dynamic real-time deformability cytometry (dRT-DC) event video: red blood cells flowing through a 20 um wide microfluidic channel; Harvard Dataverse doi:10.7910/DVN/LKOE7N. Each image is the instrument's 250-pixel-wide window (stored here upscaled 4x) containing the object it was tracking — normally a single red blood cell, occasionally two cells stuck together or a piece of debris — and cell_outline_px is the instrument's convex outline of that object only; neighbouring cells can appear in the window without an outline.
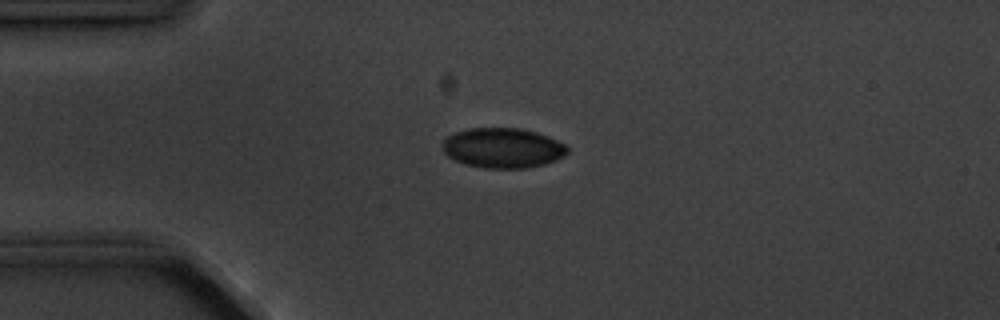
{"species": "common noctule bat (a hibernating species)", "species_latin": "Nyctalus noctula", "temperature_condition": "cold", "stored_images_in_passage": 7, "camera_frame_rate_fps": 3000, "um_per_image_px": 0.085, "animal": {"sex": "male", "body_mass_g": 20.1, "forearm_length_mm": 53.5}, "frame": {"image": 1, "passage_image": 4, "time_ms": 3.667, "image_size_px": [1000, 320], "cell_outline_px": [[568, 152], [564, 156], [556, 160], [544, 164], [524, 168], [484, 168], [464, 164], [448, 156], [444, 152], [440, 144], [448, 136], [456, 132], [472, 128], [520, 128], [536, 132], [548, 136], [568, 144]], "centroid_in_image_um": [42.76, 12.57], "position_along_channel_um": 42.2, "area_um2": 29.25}}
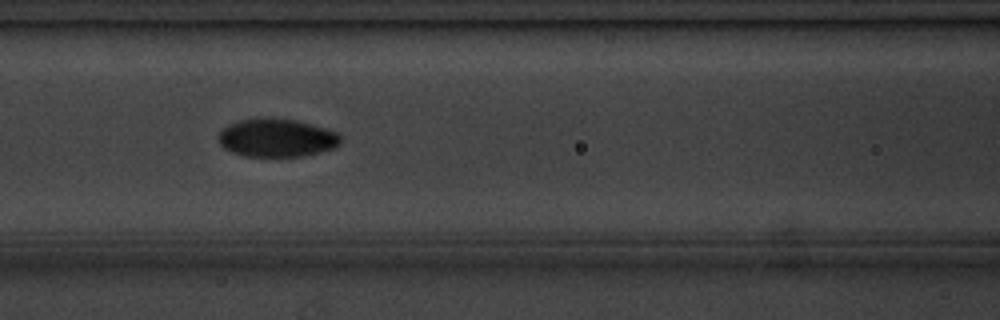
{"frame": {"image": 2, "passage_image": 7, "time_ms": 7.0, "image_size_px": [1000, 320], "cell_outline_px": [[340, 144], [336, 148], [320, 152], [300, 156], [244, 156], [232, 152], [224, 148], [216, 140], [216, 136], [220, 128], [228, 124], [240, 120], [296, 120], [340, 132]], "centroid_in_image_um": [23.5, 11.74], "position_along_channel_um": 143.1, "area_um2": 26.99}}